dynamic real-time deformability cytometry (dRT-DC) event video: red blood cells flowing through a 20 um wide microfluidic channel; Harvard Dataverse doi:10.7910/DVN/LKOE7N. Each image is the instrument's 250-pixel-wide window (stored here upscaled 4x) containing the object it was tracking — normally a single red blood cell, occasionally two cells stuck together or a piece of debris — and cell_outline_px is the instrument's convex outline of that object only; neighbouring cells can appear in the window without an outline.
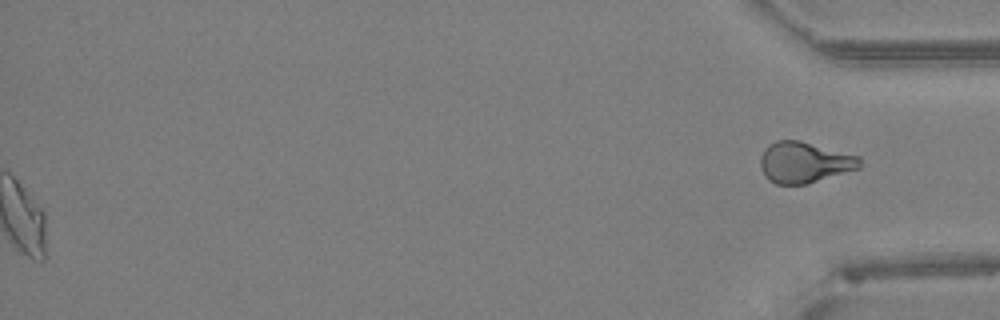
{"species": "Egyptian fruit bat (a non-hibernating species)", "species_latin": "Rousettus aegyptiacus", "temperature_condition": "warm", "stored_images_in_passage": 48, "segment_of_instrument_passage": [2, 2], "camera_frame_rate_fps": 3000, "um_per_image_px": 0.085, "animal": {"sex": "female"}, "frame": {"image": 1, "passage_image": 48, "time_ms": 15.667, "image_size_px": [1000, 320], "cell_outline_px": [[860, 168], [808, 184], [776, 184], [768, 180], [760, 164], [760, 156], [764, 148], [768, 144], [776, 140], [800, 140], [860, 156]], "centroid_in_image_um": [68.36, 13.79], "position_along_channel_um": 366.8, "area_um2": 23.87}}